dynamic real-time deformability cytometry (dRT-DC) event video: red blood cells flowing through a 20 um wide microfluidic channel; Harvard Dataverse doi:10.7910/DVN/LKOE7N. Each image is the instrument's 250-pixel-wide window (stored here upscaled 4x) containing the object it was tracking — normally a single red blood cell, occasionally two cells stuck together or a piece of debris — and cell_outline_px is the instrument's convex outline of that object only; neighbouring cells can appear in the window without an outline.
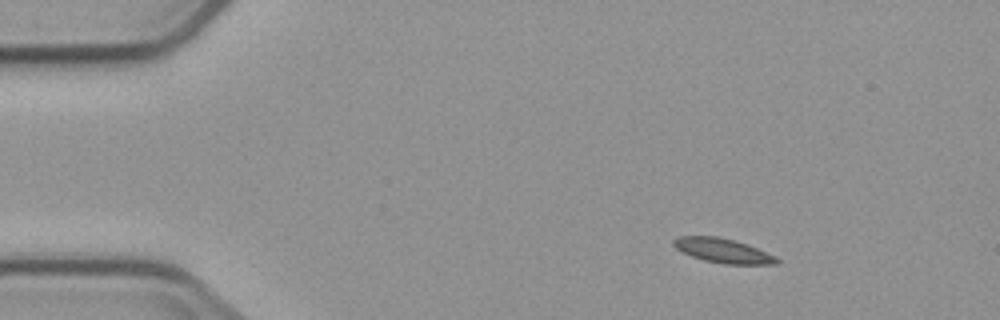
{"species": "common noctule bat (a hibernating species)", "species_latin": "Nyctalus noctula", "temperature_condition": "cold", "stored_images_in_passage": 3, "camera_frame_rate_fps": 3000, "um_per_image_px": 0.085, "animal": {"sex": "male", "body_mass_g": 23.1, "forearm_length_mm": 52.7}, "frame": {"image": 1, "passage_image": 1, "time_ms": 0.0, "image_size_px": [1000, 320], "cell_outline_px": [[780, 264], [724, 264], [704, 260], [680, 252], [672, 244], [672, 240], [680, 236], [720, 236], [748, 244], [776, 256], [780, 260]], "centroid_in_image_um": [61.46, 21.3], "position_along_channel_um": 23.5, "area_um2": 14.85}}
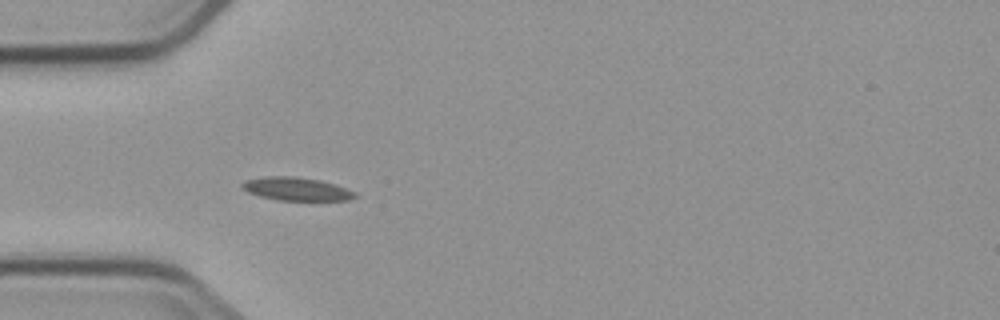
{"frame": {"image": 2, "passage_image": 3, "time_ms": 3.0, "image_size_px": [1000, 320], "cell_outline_px": [[356, 196], [348, 200], [276, 200], [260, 196], [248, 192], [240, 188], [240, 184], [244, 180], [264, 176], [296, 176], [320, 180], [336, 184], [356, 192]], "centroid_in_image_um": [25.15, 16.05], "position_along_channel_um": 59.8, "area_um2": 15.43}}